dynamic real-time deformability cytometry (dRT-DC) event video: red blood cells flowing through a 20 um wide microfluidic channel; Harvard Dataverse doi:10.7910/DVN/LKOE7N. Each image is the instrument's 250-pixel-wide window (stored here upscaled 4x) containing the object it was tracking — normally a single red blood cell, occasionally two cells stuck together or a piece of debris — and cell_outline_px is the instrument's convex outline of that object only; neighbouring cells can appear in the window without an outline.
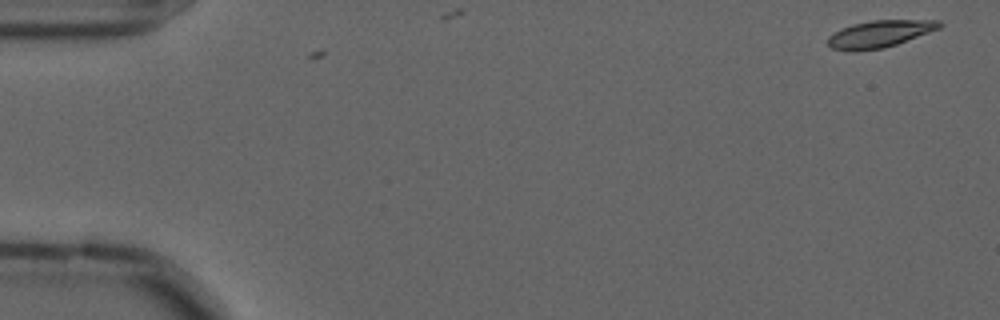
{"species": "common noctule bat (a hibernating species)", "species_latin": "Nyctalus noctula", "temperature_condition": "cold", "stored_images_in_passage": 4, "camera_frame_rate_fps": 3000, "um_per_image_px": 0.085, "animal": {"sex": "male", "forearm_length_mm": 52.5}, "frame": {"image": 1, "passage_image": 1, "time_ms": 0.0, "image_size_px": [1000, 320], "cell_outline_px": [[944, 24], [940, 28], [896, 44], [884, 48], [852, 52], [832, 48], [828, 44], [828, 36], [840, 28], [852, 24], [872, 20], [940, 20]], "centroid_in_image_um": [74.75, 2.88], "position_along_channel_um": 10.2, "area_um2": 17.63}}